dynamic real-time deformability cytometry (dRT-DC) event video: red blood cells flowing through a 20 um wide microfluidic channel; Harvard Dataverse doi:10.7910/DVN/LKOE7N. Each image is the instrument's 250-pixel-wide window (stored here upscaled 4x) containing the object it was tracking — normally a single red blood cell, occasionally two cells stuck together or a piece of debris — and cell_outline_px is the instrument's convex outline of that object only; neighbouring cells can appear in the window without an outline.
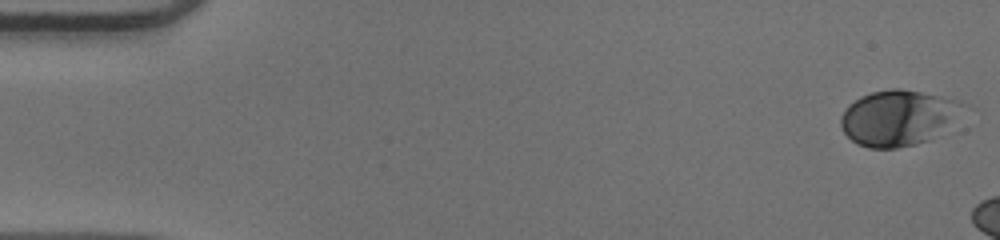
{"species": "human", "species_latin": "Homo sapiens", "temperature_condition": "warm", "stored_images_in_passage": 10, "camera_frame_rate_fps": 3000, "um_per_image_px": 0.085, "donor": {"sex": "male"}, "frame": {"image": 1, "passage_image": 1, "time_ms": 0.0, "image_size_px": [1000, 240], "cell_outline_px": [[976, 108], [928, 140], [916, 144], [896, 148], [868, 148], [856, 144], [844, 132], [840, 124], [840, 116], [848, 104], [860, 96], [872, 92], [892, 88], [900, 88], [960, 100]], "centroid_in_image_um": [76.45, 10.0], "position_along_channel_um": 8.5, "area_um2": 40.63}}